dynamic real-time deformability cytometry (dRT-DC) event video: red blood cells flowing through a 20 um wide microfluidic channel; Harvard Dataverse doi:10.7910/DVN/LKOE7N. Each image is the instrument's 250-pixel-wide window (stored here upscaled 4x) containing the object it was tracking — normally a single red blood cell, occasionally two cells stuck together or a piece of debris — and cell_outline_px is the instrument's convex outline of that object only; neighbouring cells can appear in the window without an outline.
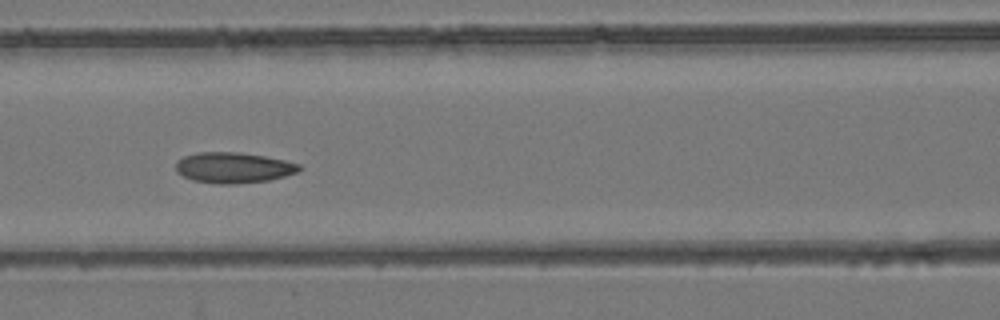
{"species": "common noctule bat (a hibernating species)", "species_latin": "Nyctalus noctula", "temperature_condition": "room temperature", "stored_images_in_passage": 9, "camera_frame_rate_fps": 3000, "um_per_image_px": 0.085, "animal": {"sex": "female", "body_mass_g": 24.6, "forearm_length_mm": 56.2}, "frame": {"image": 1, "passage_image": 7, "time_ms": 2.0, "image_size_px": [1000, 320], "cell_outline_px": [[300, 172], [268, 180], [236, 184], [220, 184], [192, 180], [176, 172], [176, 160], [184, 156], [196, 152], [240, 152], [264, 156], [284, 160], [300, 164]], "centroid_in_image_um": [19.83, 14.24], "position_along_channel_um": 146.8, "area_um2": 22.14}}
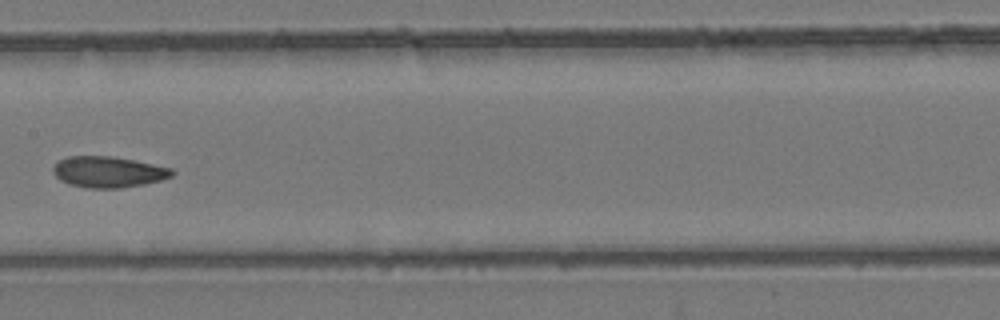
{"frame": {"image": 2, "passage_image": 8, "time_ms": 2.333, "image_size_px": [1000, 320], "cell_outline_px": [[176, 172], [172, 176], [160, 180], [144, 184], [120, 188], [88, 188], [68, 184], [60, 180], [52, 172], [52, 168], [60, 160], [68, 156], [108, 156], [132, 160], [172, 168]], "centroid_in_image_um": [9.19, 14.62], "position_along_channel_um": 198.2, "area_um2": 21.39}}
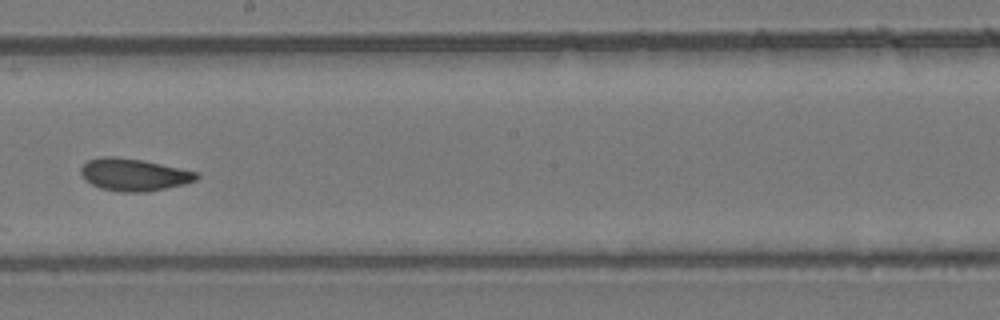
{"frame": {"image": 3, "passage_image": 9, "time_ms": 2.667, "image_size_px": [1000, 320], "cell_outline_px": [[200, 176], [196, 180], [184, 184], [148, 192], [120, 192], [100, 188], [84, 180], [80, 172], [80, 168], [88, 160], [104, 156], [116, 156], [140, 160], [200, 172]], "centroid_in_image_um": [11.38, 14.85], "position_along_channel_um": 236.8, "area_um2": 21.85}}